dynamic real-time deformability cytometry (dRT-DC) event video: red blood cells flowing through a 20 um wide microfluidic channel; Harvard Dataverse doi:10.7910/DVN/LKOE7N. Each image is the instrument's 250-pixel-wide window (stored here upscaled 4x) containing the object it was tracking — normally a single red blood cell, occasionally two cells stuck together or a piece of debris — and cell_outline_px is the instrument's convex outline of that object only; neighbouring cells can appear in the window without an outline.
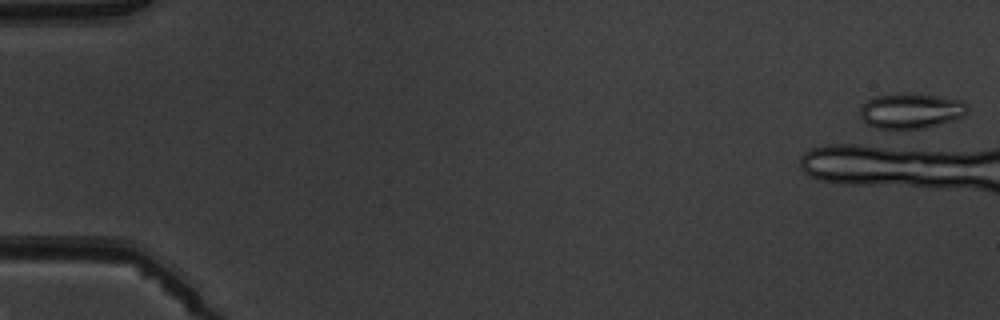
{"species": "common noctule bat (a hibernating species)", "species_latin": "Nyctalus noctula", "temperature_condition": "warm", "stored_images_in_passage": 1, "camera_frame_rate_fps": 3000, "um_per_image_px": 0.085, "animal": {"sex": "male", "body_mass_g": 19.5, "forearm_length_mm": 54.6}, "frame": {"image": 1, "passage_image": 1, "time_ms": 0.0, "image_size_px": [1000, 320], "cell_outline_px": [[968, 112], [964, 116], [928, 128], [876, 128], [868, 124], [860, 116], [860, 108], [868, 100], [876, 96], [904, 92], [912, 92], [940, 96], [964, 100], [968, 104]], "centroid_in_image_um": [77.49, 9.39], "position_along_channel_um": 7.5, "area_um2": 22.37}}